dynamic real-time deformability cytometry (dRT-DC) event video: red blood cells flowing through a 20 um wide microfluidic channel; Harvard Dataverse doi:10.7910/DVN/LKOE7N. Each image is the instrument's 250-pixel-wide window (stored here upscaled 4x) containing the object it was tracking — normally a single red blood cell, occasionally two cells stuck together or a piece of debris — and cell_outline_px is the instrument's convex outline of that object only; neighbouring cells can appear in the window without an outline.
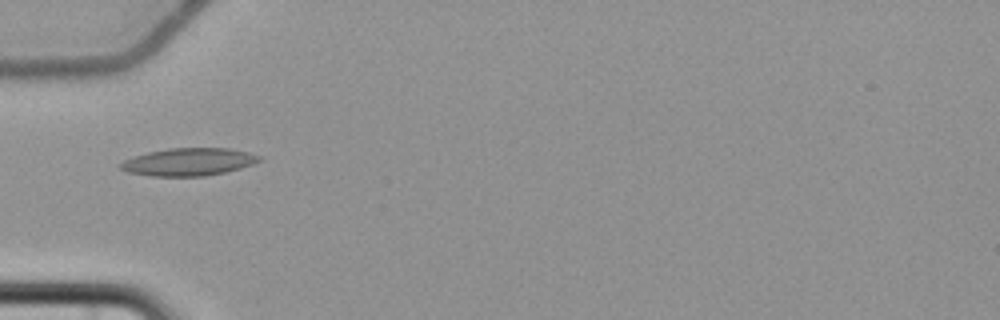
{"species": "common noctule bat (a hibernating species)", "species_latin": "Nyctalus noctula", "temperature_condition": "cold", "stored_images_in_passage": 7, "camera_frame_rate_fps": 3000, "um_per_image_px": 0.085, "animal": {"sex": "female", "body_mass_g": 22.7, "forearm_length_mm": 54.2}, "frame": {"image": 1, "passage_image": 3, "time_ms": 2.667, "image_size_px": [1000, 320], "cell_outline_px": [[260, 160], [252, 164], [240, 168], [224, 172], [204, 176], [152, 176], [128, 172], [120, 168], [120, 164], [124, 160], [148, 152], [168, 148], [228, 148], [248, 152], [260, 156]], "centroid_in_image_um": [16.03, 13.76], "position_along_channel_um": 69.0, "area_um2": 22.08}}
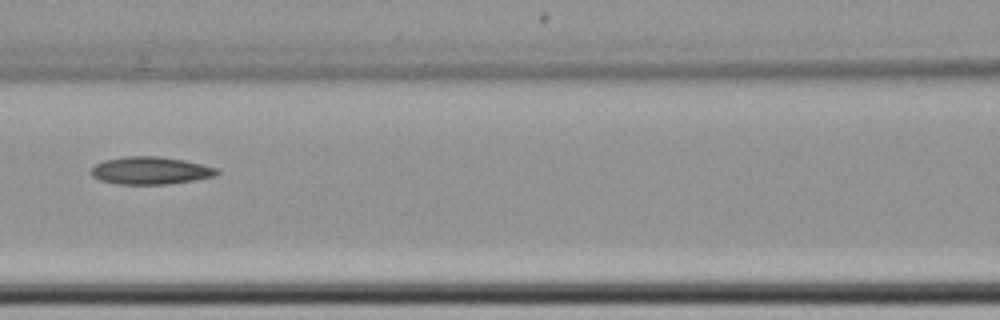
{"frame": {"image": 2, "passage_image": 5, "time_ms": 5.0, "image_size_px": [1000, 320], "cell_outline_px": [[220, 172], [216, 176], [196, 180], [168, 184], [120, 184], [100, 180], [92, 176], [88, 172], [96, 164], [104, 160], [124, 156], [160, 156], [184, 160], [216, 168]], "centroid_in_image_um": [12.78, 14.5], "position_along_channel_um": 153.8, "area_um2": 20.29}}
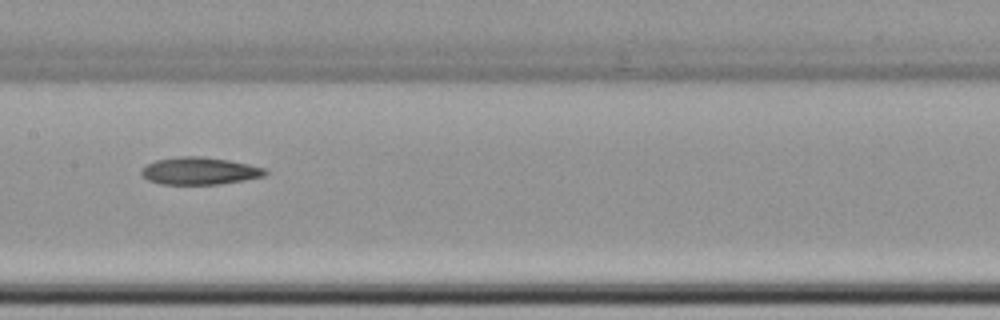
{"frame": {"image": 3, "passage_image": 6, "time_ms": 6.0, "image_size_px": [1000, 320], "cell_outline_px": [[268, 172], [264, 176], [244, 180], [220, 184], [160, 184], [148, 180], [140, 172], [148, 164], [156, 160], [180, 156], [200, 156], [228, 160], [248, 164], [264, 168]], "centroid_in_image_um": [16.97, 14.53], "position_along_channel_um": 190.4, "area_um2": 19.54}}